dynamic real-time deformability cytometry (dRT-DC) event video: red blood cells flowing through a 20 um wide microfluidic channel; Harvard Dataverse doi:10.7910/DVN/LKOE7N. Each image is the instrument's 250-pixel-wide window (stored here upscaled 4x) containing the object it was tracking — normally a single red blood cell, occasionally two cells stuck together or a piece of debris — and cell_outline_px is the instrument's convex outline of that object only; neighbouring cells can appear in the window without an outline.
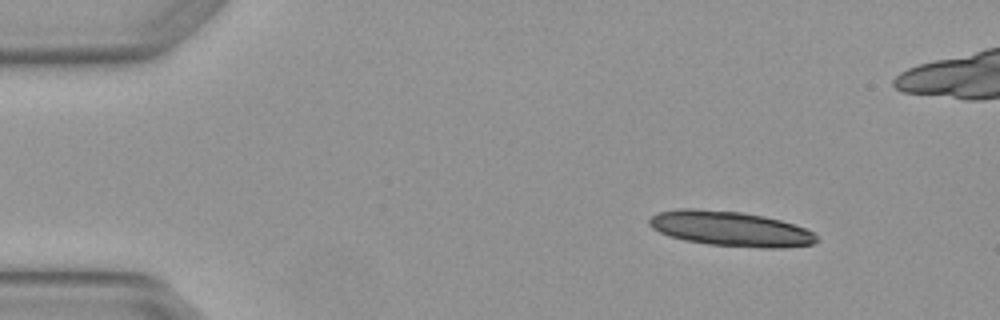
{"species": "Egyptian fruit bat (a non-hibernating species)", "species_latin": "Rousettus aegyptiacus", "temperature_condition": "warm", "stored_images_in_passage": 4, "camera_frame_rate_fps": 3000, "um_per_image_px": 0.085, "animal": {"sex": "female"}, "frame": {"image": 1, "passage_image": 1, "time_ms": 0.0, "image_size_px": [1000, 320], "cell_outline_px": [[820, 240], [812, 244], [784, 248], [760, 248], [708, 244], [684, 240], [668, 236], [652, 228], [648, 224], [648, 220], [652, 216], [660, 212], [680, 208], [696, 208], [744, 212], [764, 216], [780, 220], [804, 228], [820, 236]], "centroid_in_image_um": [62.1, 19.44], "position_along_channel_um": 22.9, "area_um2": 34.33}}